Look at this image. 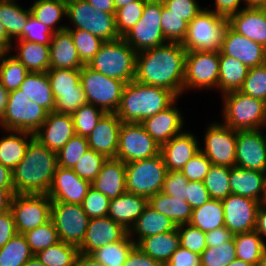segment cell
Wrapping results in <instances>:
<instances>
[{"mask_svg":"<svg viewBox=\"0 0 266 266\" xmlns=\"http://www.w3.org/2000/svg\"><path fill=\"white\" fill-rule=\"evenodd\" d=\"M186 53L181 43L170 42L138 52L135 80L168 89L180 98L183 93Z\"/></svg>","mask_w":266,"mask_h":266,"instance_id":"obj_1","label":"cell"},{"mask_svg":"<svg viewBox=\"0 0 266 266\" xmlns=\"http://www.w3.org/2000/svg\"><path fill=\"white\" fill-rule=\"evenodd\" d=\"M57 167V153L33 138L12 170L15 193L47 194Z\"/></svg>","mask_w":266,"mask_h":266,"instance_id":"obj_2","label":"cell"},{"mask_svg":"<svg viewBox=\"0 0 266 266\" xmlns=\"http://www.w3.org/2000/svg\"><path fill=\"white\" fill-rule=\"evenodd\" d=\"M178 97L168 89L132 80L126 83L120 105L115 112L122 122L141 123L170 107Z\"/></svg>","mask_w":266,"mask_h":266,"instance_id":"obj_3","label":"cell"},{"mask_svg":"<svg viewBox=\"0 0 266 266\" xmlns=\"http://www.w3.org/2000/svg\"><path fill=\"white\" fill-rule=\"evenodd\" d=\"M137 52L122 38L105 41L87 65L110 78L125 83L135 80Z\"/></svg>","mask_w":266,"mask_h":266,"instance_id":"obj_4","label":"cell"},{"mask_svg":"<svg viewBox=\"0 0 266 266\" xmlns=\"http://www.w3.org/2000/svg\"><path fill=\"white\" fill-rule=\"evenodd\" d=\"M224 125L236 131L266 127V102L239 90L222 94Z\"/></svg>","mask_w":266,"mask_h":266,"instance_id":"obj_5","label":"cell"},{"mask_svg":"<svg viewBox=\"0 0 266 266\" xmlns=\"http://www.w3.org/2000/svg\"><path fill=\"white\" fill-rule=\"evenodd\" d=\"M228 19L210 11L207 7L188 23L182 46L188 51L220 52Z\"/></svg>","mask_w":266,"mask_h":266,"instance_id":"obj_6","label":"cell"},{"mask_svg":"<svg viewBox=\"0 0 266 266\" xmlns=\"http://www.w3.org/2000/svg\"><path fill=\"white\" fill-rule=\"evenodd\" d=\"M67 18L74 28L85 30L101 40L113 41L120 38L115 24V13H106L90 5L86 0H66Z\"/></svg>","mask_w":266,"mask_h":266,"instance_id":"obj_7","label":"cell"},{"mask_svg":"<svg viewBox=\"0 0 266 266\" xmlns=\"http://www.w3.org/2000/svg\"><path fill=\"white\" fill-rule=\"evenodd\" d=\"M48 111L32 102L19 89L8 93L0 127L5 131H26L34 134L47 118Z\"/></svg>","mask_w":266,"mask_h":266,"instance_id":"obj_8","label":"cell"},{"mask_svg":"<svg viewBox=\"0 0 266 266\" xmlns=\"http://www.w3.org/2000/svg\"><path fill=\"white\" fill-rule=\"evenodd\" d=\"M167 172L161 153L126 163V190L149 199L162 191Z\"/></svg>","mask_w":266,"mask_h":266,"instance_id":"obj_9","label":"cell"},{"mask_svg":"<svg viewBox=\"0 0 266 266\" xmlns=\"http://www.w3.org/2000/svg\"><path fill=\"white\" fill-rule=\"evenodd\" d=\"M80 83L88 104L95 105L106 113H115L118 110L125 82L84 65L81 68Z\"/></svg>","mask_w":266,"mask_h":266,"instance_id":"obj_10","label":"cell"},{"mask_svg":"<svg viewBox=\"0 0 266 266\" xmlns=\"http://www.w3.org/2000/svg\"><path fill=\"white\" fill-rule=\"evenodd\" d=\"M162 1L147 0L140 20L122 38L138 53L166 44L161 28Z\"/></svg>","mask_w":266,"mask_h":266,"instance_id":"obj_11","label":"cell"},{"mask_svg":"<svg viewBox=\"0 0 266 266\" xmlns=\"http://www.w3.org/2000/svg\"><path fill=\"white\" fill-rule=\"evenodd\" d=\"M52 201L47 194L15 193L11 211L18 234L35 229L51 219Z\"/></svg>","mask_w":266,"mask_h":266,"instance_id":"obj_12","label":"cell"},{"mask_svg":"<svg viewBox=\"0 0 266 266\" xmlns=\"http://www.w3.org/2000/svg\"><path fill=\"white\" fill-rule=\"evenodd\" d=\"M219 52L188 51L185 58L183 92L189 89H217Z\"/></svg>","mask_w":266,"mask_h":266,"instance_id":"obj_13","label":"cell"},{"mask_svg":"<svg viewBox=\"0 0 266 266\" xmlns=\"http://www.w3.org/2000/svg\"><path fill=\"white\" fill-rule=\"evenodd\" d=\"M51 219L59 240L79 248L85 238L90 221L82 205L52 202Z\"/></svg>","mask_w":266,"mask_h":266,"instance_id":"obj_14","label":"cell"},{"mask_svg":"<svg viewBox=\"0 0 266 266\" xmlns=\"http://www.w3.org/2000/svg\"><path fill=\"white\" fill-rule=\"evenodd\" d=\"M160 153V146L141 123L122 122L116 159L129 163L151 158Z\"/></svg>","mask_w":266,"mask_h":266,"instance_id":"obj_15","label":"cell"},{"mask_svg":"<svg viewBox=\"0 0 266 266\" xmlns=\"http://www.w3.org/2000/svg\"><path fill=\"white\" fill-rule=\"evenodd\" d=\"M209 124L200 151L212 165L234 167L236 163L237 131L223 123Z\"/></svg>","mask_w":266,"mask_h":266,"instance_id":"obj_16","label":"cell"},{"mask_svg":"<svg viewBox=\"0 0 266 266\" xmlns=\"http://www.w3.org/2000/svg\"><path fill=\"white\" fill-rule=\"evenodd\" d=\"M235 166L266 173V135L261 129L237 131Z\"/></svg>","mask_w":266,"mask_h":266,"instance_id":"obj_17","label":"cell"},{"mask_svg":"<svg viewBox=\"0 0 266 266\" xmlns=\"http://www.w3.org/2000/svg\"><path fill=\"white\" fill-rule=\"evenodd\" d=\"M225 227L234 235L255 230L260 202L240 195L230 194L221 200Z\"/></svg>","mask_w":266,"mask_h":266,"instance_id":"obj_18","label":"cell"},{"mask_svg":"<svg viewBox=\"0 0 266 266\" xmlns=\"http://www.w3.org/2000/svg\"><path fill=\"white\" fill-rule=\"evenodd\" d=\"M91 182L81 179L72 169L57 167L47 193L52 202L82 204Z\"/></svg>","mask_w":266,"mask_h":266,"instance_id":"obj_19","label":"cell"},{"mask_svg":"<svg viewBox=\"0 0 266 266\" xmlns=\"http://www.w3.org/2000/svg\"><path fill=\"white\" fill-rule=\"evenodd\" d=\"M74 135L72 115L53 111L48 113L34 138L57 153Z\"/></svg>","mask_w":266,"mask_h":266,"instance_id":"obj_20","label":"cell"},{"mask_svg":"<svg viewBox=\"0 0 266 266\" xmlns=\"http://www.w3.org/2000/svg\"><path fill=\"white\" fill-rule=\"evenodd\" d=\"M221 52L239 60L248 68H253L266 62L265 47L237 33L229 25L224 34Z\"/></svg>","mask_w":266,"mask_h":266,"instance_id":"obj_21","label":"cell"},{"mask_svg":"<svg viewBox=\"0 0 266 266\" xmlns=\"http://www.w3.org/2000/svg\"><path fill=\"white\" fill-rule=\"evenodd\" d=\"M128 231L110 217L91 218L79 253L91 254L96 249L121 240Z\"/></svg>","mask_w":266,"mask_h":266,"instance_id":"obj_22","label":"cell"},{"mask_svg":"<svg viewBox=\"0 0 266 266\" xmlns=\"http://www.w3.org/2000/svg\"><path fill=\"white\" fill-rule=\"evenodd\" d=\"M121 124L116 113H105L87 137L89 148L106 158H116Z\"/></svg>","mask_w":266,"mask_h":266,"instance_id":"obj_23","label":"cell"},{"mask_svg":"<svg viewBox=\"0 0 266 266\" xmlns=\"http://www.w3.org/2000/svg\"><path fill=\"white\" fill-rule=\"evenodd\" d=\"M191 132L183 131L160 146V153L168 171H181L200 151L199 141Z\"/></svg>","mask_w":266,"mask_h":266,"instance_id":"obj_24","label":"cell"},{"mask_svg":"<svg viewBox=\"0 0 266 266\" xmlns=\"http://www.w3.org/2000/svg\"><path fill=\"white\" fill-rule=\"evenodd\" d=\"M175 103L176 101L167 109L141 122L145 131L159 146L183 132L184 118L179 108L174 105Z\"/></svg>","mask_w":266,"mask_h":266,"instance_id":"obj_25","label":"cell"},{"mask_svg":"<svg viewBox=\"0 0 266 266\" xmlns=\"http://www.w3.org/2000/svg\"><path fill=\"white\" fill-rule=\"evenodd\" d=\"M91 187L103 193L110 200L127 192L126 163L116 158H107L101 171L92 181Z\"/></svg>","mask_w":266,"mask_h":266,"instance_id":"obj_26","label":"cell"},{"mask_svg":"<svg viewBox=\"0 0 266 266\" xmlns=\"http://www.w3.org/2000/svg\"><path fill=\"white\" fill-rule=\"evenodd\" d=\"M228 23L237 33L266 46V9L244 6Z\"/></svg>","mask_w":266,"mask_h":266,"instance_id":"obj_27","label":"cell"},{"mask_svg":"<svg viewBox=\"0 0 266 266\" xmlns=\"http://www.w3.org/2000/svg\"><path fill=\"white\" fill-rule=\"evenodd\" d=\"M229 187L232 194L263 202L266 187V173L239 167L230 168Z\"/></svg>","mask_w":266,"mask_h":266,"instance_id":"obj_28","label":"cell"},{"mask_svg":"<svg viewBox=\"0 0 266 266\" xmlns=\"http://www.w3.org/2000/svg\"><path fill=\"white\" fill-rule=\"evenodd\" d=\"M147 205V198L125 192L110 200L107 216L129 231Z\"/></svg>","mask_w":266,"mask_h":266,"instance_id":"obj_29","label":"cell"},{"mask_svg":"<svg viewBox=\"0 0 266 266\" xmlns=\"http://www.w3.org/2000/svg\"><path fill=\"white\" fill-rule=\"evenodd\" d=\"M49 49L50 69H81L84 66L67 30L53 33Z\"/></svg>","mask_w":266,"mask_h":266,"instance_id":"obj_30","label":"cell"},{"mask_svg":"<svg viewBox=\"0 0 266 266\" xmlns=\"http://www.w3.org/2000/svg\"><path fill=\"white\" fill-rule=\"evenodd\" d=\"M176 228L177 226L170 218L147 205L128 233L137 244L142 238L170 232ZM134 235H137V239H135Z\"/></svg>","mask_w":266,"mask_h":266,"instance_id":"obj_31","label":"cell"},{"mask_svg":"<svg viewBox=\"0 0 266 266\" xmlns=\"http://www.w3.org/2000/svg\"><path fill=\"white\" fill-rule=\"evenodd\" d=\"M179 243V233L176 228L170 232L142 238L136 246L162 266H165L180 246Z\"/></svg>","mask_w":266,"mask_h":266,"instance_id":"obj_32","label":"cell"},{"mask_svg":"<svg viewBox=\"0 0 266 266\" xmlns=\"http://www.w3.org/2000/svg\"><path fill=\"white\" fill-rule=\"evenodd\" d=\"M19 90L32 102L40 105L49 113L55 111V99L46 72H30Z\"/></svg>","mask_w":266,"mask_h":266,"instance_id":"obj_33","label":"cell"},{"mask_svg":"<svg viewBox=\"0 0 266 266\" xmlns=\"http://www.w3.org/2000/svg\"><path fill=\"white\" fill-rule=\"evenodd\" d=\"M9 135L0 138V163L13 170L24 158L34 134L26 131L9 130Z\"/></svg>","mask_w":266,"mask_h":266,"instance_id":"obj_34","label":"cell"},{"mask_svg":"<svg viewBox=\"0 0 266 266\" xmlns=\"http://www.w3.org/2000/svg\"><path fill=\"white\" fill-rule=\"evenodd\" d=\"M148 205L157 212L170 218L176 226L191 220L193 208L187 201L158 192L148 199Z\"/></svg>","mask_w":266,"mask_h":266,"instance_id":"obj_35","label":"cell"},{"mask_svg":"<svg viewBox=\"0 0 266 266\" xmlns=\"http://www.w3.org/2000/svg\"><path fill=\"white\" fill-rule=\"evenodd\" d=\"M16 57L29 72H47L50 69L49 45L39 44L31 41L16 40Z\"/></svg>","mask_w":266,"mask_h":266,"instance_id":"obj_36","label":"cell"},{"mask_svg":"<svg viewBox=\"0 0 266 266\" xmlns=\"http://www.w3.org/2000/svg\"><path fill=\"white\" fill-rule=\"evenodd\" d=\"M249 68L239 60L224 55L219 52V81L218 90L222 94L239 90L245 78L247 77Z\"/></svg>","mask_w":266,"mask_h":266,"instance_id":"obj_37","label":"cell"},{"mask_svg":"<svg viewBox=\"0 0 266 266\" xmlns=\"http://www.w3.org/2000/svg\"><path fill=\"white\" fill-rule=\"evenodd\" d=\"M31 15L53 32L66 30L67 25H58L67 16L66 0H36L30 7ZM55 26V27H54Z\"/></svg>","mask_w":266,"mask_h":266,"instance_id":"obj_38","label":"cell"},{"mask_svg":"<svg viewBox=\"0 0 266 266\" xmlns=\"http://www.w3.org/2000/svg\"><path fill=\"white\" fill-rule=\"evenodd\" d=\"M189 224L205 233L225 226L222 201L211 198L204 205L194 208Z\"/></svg>","mask_w":266,"mask_h":266,"instance_id":"obj_39","label":"cell"},{"mask_svg":"<svg viewBox=\"0 0 266 266\" xmlns=\"http://www.w3.org/2000/svg\"><path fill=\"white\" fill-rule=\"evenodd\" d=\"M30 15V8L26 10L14 1L0 0V22L5 26L11 40L21 39V33Z\"/></svg>","mask_w":266,"mask_h":266,"instance_id":"obj_40","label":"cell"},{"mask_svg":"<svg viewBox=\"0 0 266 266\" xmlns=\"http://www.w3.org/2000/svg\"><path fill=\"white\" fill-rule=\"evenodd\" d=\"M236 250V258L247 263L258 266L260 259L266 249V243L259 234L253 230L238 233L233 236Z\"/></svg>","mask_w":266,"mask_h":266,"instance_id":"obj_41","label":"cell"},{"mask_svg":"<svg viewBox=\"0 0 266 266\" xmlns=\"http://www.w3.org/2000/svg\"><path fill=\"white\" fill-rule=\"evenodd\" d=\"M29 73L28 69L9 51L0 52V84L8 93L19 89Z\"/></svg>","mask_w":266,"mask_h":266,"instance_id":"obj_42","label":"cell"},{"mask_svg":"<svg viewBox=\"0 0 266 266\" xmlns=\"http://www.w3.org/2000/svg\"><path fill=\"white\" fill-rule=\"evenodd\" d=\"M136 243L127 233L121 240L96 249L90 255L103 266H123Z\"/></svg>","mask_w":266,"mask_h":266,"instance_id":"obj_43","label":"cell"},{"mask_svg":"<svg viewBox=\"0 0 266 266\" xmlns=\"http://www.w3.org/2000/svg\"><path fill=\"white\" fill-rule=\"evenodd\" d=\"M46 73L55 100L61 93L84 92L80 83L81 69H49Z\"/></svg>","mask_w":266,"mask_h":266,"instance_id":"obj_44","label":"cell"},{"mask_svg":"<svg viewBox=\"0 0 266 266\" xmlns=\"http://www.w3.org/2000/svg\"><path fill=\"white\" fill-rule=\"evenodd\" d=\"M34 256L23 234H17L0 248V266H23Z\"/></svg>","mask_w":266,"mask_h":266,"instance_id":"obj_45","label":"cell"},{"mask_svg":"<svg viewBox=\"0 0 266 266\" xmlns=\"http://www.w3.org/2000/svg\"><path fill=\"white\" fill-rule=\"evenodd\" d=\"M78 253L76 246L60 241L38 252L35 256L45 266H73Z\"/></svg>","mask_w":266,"mask_h":266,"instance_id":"obj_46","label":"cell"},{"mask_svg":"<svg viewBox=\"0 0 266 266\" xmlns=\"http://www.w3.org/2000/svg\"><path fill=\"white\" fill-rule=\"evenodd\" d=\"M230 168L225 166L212 165L204 177L203 183L210 198L223 200L231 193L229 187Z\"/></svg>","mask_w":266,"mask_h":266,"instance_id":"obj_47","label":"cell"},{"mask_svg":"<svg viewBox=\"0 0 266 266\" xmlns=\"http://www.w3.org/2000/svg\"><path fill=\"white\" fill-rule=\"evenodd\" d=\"M23 235L25 236L34 255L60 242L52 219L35 229L25 232Z\"/></svg>","mask_w":266,"mask_h":266,"instance_id":"obj_48","label":"cell"},{"mask_svg":"<svg viewBox=\"0 0 266 266\" xmlns=\"http://www.w3.org/2000/svg\"><path fill=\"white\" fill-rule=\"evenodd\" d=\"M72 37L78 56L83 65H88L93 57L98 53L100 46L104 42L99 37L88 31L80 29H66Z\"/></svg>","mask_w":266,"mask_h":266,"instance_id":"obj_49","label":"cell"},{"mask_svg":"<svg viewBox=\"0 0 266 266\" xmlns=\"http://www.w3.org/2000/svg\"><path fill=\"white\" fill-rule=\"evenodd\" d=\"M236 259L233 238L223 244L206 247L200 254L201 266H228Z\"/></svg>","mask_w":266,"mask_h":266,"instance_id":"obj_50","label":"cell"},{"mask_svg":"<svg viewBox=\"0 0 266 266\" xmlns=\"http://www.w3.org/2000/svg\"><path fill=\"white\" fill-rule=\"evenodd\" d=\"M105 113L104 110L95 105L88 103L82 105L72 114L75 134L88 137Z\"/></svg>","mask_w":266,"mask_h":266,"instance_id":"obj_51","label":"cell"},{"mask_svg":"<svg viewBox=\"0 0 266 266\" xmlns=\"http://www.w3.org/2000/svg\"><path fill=\"white\" fill-rule=\"evenodd\" d=\"M87 137L74 135L58 152V166L72 169L79 159L88 151Z\"/></svg>","mask_w":266,"mask_h":266,"instance_id":"obj_52","label":"cell"},{"mask_svg":"<svg viewBox=\"0 0 266 266\" xmlns=\"http://www.w3.org/2000/svg\"><path fill=\"white\" fill-rule=\"evenodd\" d=\"M161 28L166 42L182 44L187 34L188 22L170 13L162 1Z\"/></svg>","mask_w":266,"mask_h":266,"instance_id":"obj_53","label":"cell"},{"mask_svg":"<svg viewBox=\"0 0 266 266\" xmlns=\"http://www.w3.org/2000/svg\"><path fill=\"white\" fill-rule=\"evenodd\" d=\"M146 1L136 0L116 9L115 24L120 37H123L140 20Z\"/></svg>","mask_w":266,"mask_h":266,"instance_id":"obj_54","label":"cell"},{"mask_svg":"<svg viewBox=\"0 0 266 266\" xmlns=\"http://www.w3.org/2000/svg\"><path fill=\"white\" fill-rule=\"evenodd\" d=\"M239 91L266 102V62L249 68L247 77Z\"/></svg>","mask_w":266,"mask_h":266,"instance_id":"obj_55","label":"cell"},{"mask_svg":"<svg viewBox=\"0 0 266 266\" xmlns=\"http://www.w3.org/2000/svg\"><path fill=\"white\" fill-rule=\"evenodd\" d=\"M107 158L95 152L93 149H89L79 159L78 163L72 168V170L84 180L92 183L97 174L101 171L103 163Z\"/></svg>","mask_w":266,"mask_h":266,"instance_id":"obj_56","label":"cell"},{"mask_svg":"<svg viewBox=\"0 0 266 266\" xmlns=\"http://www.w3.org/2000/svg\"><path fill=\"white\" fill-rule=\"evenodd\" d=\"M179 244L181 247L194 253L201 254L207 247L206 234L189 223L177 226Z\"/></svg>","mask_w":266,"mask_h":266,"instance_id":"obj_57","label":"cell"},{"mask_svg":"<svg viewBox=\"0 0 266 266\" xmlns=\"http://www.w3.org/2000/svg\"><path fill=\"white\" fill-rule=\"evenodd\" d=\"M109 202L110 199L107 196L91 187L81 205L91 219L106 217L109 211Z\"/></svg>","mask_w":266,"mask_h":266,"instance_id":"obj_58","label":"cell"},{"mask_svg":"<svg viewBox=\"0 0 266 266\" xmlns=\"http://www.w3.org/2000/svg\"><path fill=\"white\" fill-rule=\"evenodd\" d=\"M53 33L46 25L30 15L27 24L23 28L20 40L50 45Z\"/></svg>","mask_w":266,"mask_h":266,"instance_id":"obj_59","label":"cell"},{"mask_svg":"<svg viewBox=\"0 0 266 266\" xmlns=\"http://www.w3.org/2000/svg\"><path fill=\"white\" fill-rule=\"evenodd\" d=\"M211 166L209 159L199 151L184 165L181 172L188 181H203Z\"/></svg>","mask_w":266,"mask_h":266,"instance_id":"obj_60","label":"cell"},{"mask_svg":"<svg viewBox=\"0 0 266 266\" xmlns=\"http://www.w3.org/2000/svg\"><path fill=\"white\" fill-rule=\"evenodd\" d=\"M163 4L170 13L180 16L188 23L205 9L196 0H164Z\"/></svg>","mask_w":266,"mask_h":266,"instance_id":"obj_61","label":"cell"},{"mask_svg":"<svg viewBox=\"0 0 266 266\" xmlns=\"http://www.w3.org/2000/svg\"><path fill=\"white\" fill-rule=\"evenodd\" d=\"M188 179L181 171H168L163 183L162 192L186 201Z\"/></svg>","mask_w":266,"mask_h":266,"instance_id":"obj_62","label":"cell"},{"mask_svg":"<svg viewBox=\"0 0 266 266\" xmlns=\"http://www.w3.org/2000/svg\"><path fill=\"white\" fill-rule=\"evenodd\" d=\"M87 104L84 92L61 93L55 100V112L73 114L82 105Z\"/></svg>","mask_w":266,"mask_h":266,"instance_id":"obj_63","label":"cell"},{"mask_svg":"<svg viewBox=\"0 0 266 266\" xmlns=\"http://www.w3.org/2000/svg\"><path fill=\"white\" fill-rule=\"evenodd\" d=\"M210 199L203 181H188L186 201L193 209L204 205Z\"/></svg>","mask_w":266,"mask_h":266,"instance_id":"obj_64","label":"cell"},{"mask_svg":"<svg viewBox=\"0 0 266 266\" xmlns=\"http://www.w3.org/2000/svg\"><path fill=\"white\" fill-rule=\"evenodd\" d=\"M165 266H201L200 254L179 246Z\"/></svg>","mask_w":266,"mask_h":266,"instance_id":"obj_65","label":"cell"},{"mask_svg":"<svg viewBox=\"0 0 266 266\" xmlns=\"http://www.w3.org/2000/svg\"><path fill=\"white\" fill-rule=\"evenodd\" d=\"M18 234L11 210L0 214V248Z\"/></svg>","mask_w":266,"mask_h":266,"instance_id":"obj_66","label":"cell"},{"mask_svg":"<svg viewBox=\"0 0 266 266\" xmlns=\"http://www.w3.org/2000/svg\"><path fill=\"white\" fill-rule=\"evenodd\" d=\"M123 266H162L159 262L145 254L138 246H134Z\"/></svg>","mask_w":266,"mask_h":266,"instance_id":"obj_67","label":"cell"},{"mask_svg":"<svg viewBox=\"0 0 266 266\" xmlns=\"http://www.w3.org/2000/svg\"><path fill=\"white\" fill-rule=\"evenodd\" d=\"M242 1L244 2V0H215V9L210 11L229 19L243 9V7H239Z\"/></svg>","mask_w":266,"mask_h":266,"instance_id":"obj_68","label":"cell"},{"mask_svg":"<svg viewBox=\"0 0 266 266\" xmlns=\"http://www.w3.org/2000/svg\"><path fill=\"white\" fill-rule=\"evenodd\" d=\"M207 247L213 246V244H223L230 241L234 234L229 231L225 226L216 228L215 230L206 232Z\"/></svg>","mask_w":266,"mask_h":266,"instance_id":"obj_69","label":"cell"},{"mask_svg":"<svg viewBox=\"0 0 266 266\" xmlns=\"http://www.w3.org/2000/svg\"><path fill=\"white\" fill-rule=\"evenodd\" d=\"M255 231L264 241L263 238L266 237V204L261 203L258 208Z\"/></svg>","mask_w":266,"mask_h":266,"instance_id":"obj_70","label":"cell"},{"mask_svg":"<svg viewBox=\"0 0 266 266\" xmlns=\"http://www.w3.org/2000/svg\"><path fill=\"white\" fill-rule=\"evenodd\" d=\"M0 188L14 189L12 170L0 163Z\"/></svg>","mask_w":266,"mask_h":266,"instance_id":"obj_71","label":"cell"},{"mask_svg":"<svg viewBox=\"0 0 266 266\" xmlns=\"http://www.w3.org/2000/svg\"><path fill=\"white\" fill-rule=\"evenodd\" d=\"M14 194V189L0 188V214L5 213L11 209V202Z\"/></svg>","mask_w":266,"mask_h":266,"instance_id":"obj_72","label":"cell"},{"mask_svg":"<svg viewBox=\"0 0 266 266\" xmlns=\"http://www.w3.org/2000/svg\"><path fill=\"white\" fill-rule=\"evenodd\" d=\"M90 5H92L95 10L98 9L106 13H115L116 7L114 0H86Z\"/></svg>","mask_w":266,"mask_h":266,"instance_id":"obj_73","label":"cell"},{"mask_svg":"<svg viewBox=\"0 0 266 266\" xmlns=\"http://www.w3.org/2000/svg\"><path fill=\"white\" fill-rule=\"evenodd\" d=\"M73 266H103L90 254L78 253Z\"/></svg>","mask_w":266,"mask_h":266,"instance_id":"obj_74","label":"cell"},{"mask_svg":"<svg viewBox=\"0 0 266 266\" xmlns=\"http://www.w3.org/2000/svg\"><path fill=\"white\" fill-rule=\"evenodd\" d=\"M14 43L7 35L5 26L0 22V52H11Z\"/></svg>","mask_w":266,"mask_h":266,"instance_id":"obj_75","label":"cell"},{"mask_svg":"<svg viewBox=\"0 0 266 266\" xmlns=\"http://www.w3.org/2000/svg\"><path fill=\"white\" fill-rule=\"evenodd\" d=\"M8 99V92L7 90L0 84V119L1 116L3 115L6 107Z\"/></svg>","mask_w":266,"mask_h":266,"instance_id":"obj_76","label":"cell"},{"mask_svg":"<svg viewBox=\"0 0 266 266\" xmlns=\"http://www.w3.org/2000/svg\"><path fill=\"white\" fill-rule=\"evenodd\" d=\"M245 7L266 9V0H244Z\"/></svg>","mask_w":266,"mask_h":266,"instance_id":"obj_77","label":"cell"},{"mask_svg":"<svg viewBox=\"0 0 266 266\" xmlns=\"http://www.w3.org/2000/svg\"><path fill=\"white\" fill-rule=\"evenodd\" d=\"M23 266H45V265L34 255Z\"/></svg>","mask_w":266,"mask_h":266,"instance_id":"obj_78","label":"cell"},{"mask_svg":"<svg viewBox=\"0 0 266 266\" xmlns=\"http://www.w3.org/2000/svg\"><path fill=\"white\" fill-rule=\"evenodd\" d=\"M136 1V0H114V4L116 9L122 8L127 6L129 3Z\"/></svg>","mask_w":266,"mask_h":266,"instance_id":"obj_79","label":"cell"},{"mask_svg":"<svg viewBox=\"0 0 266 266\" xmlns=\"http://www.w3.org/2000/svg\"><path fill=\"white\" fill-rule=\"evenodd\" d=\"M228 266H254V265L236 258Z\"/></svg>","mask_w":266,"mask_h":266,"instance_id":"obj_80","label":"cell"}]
</instances>
